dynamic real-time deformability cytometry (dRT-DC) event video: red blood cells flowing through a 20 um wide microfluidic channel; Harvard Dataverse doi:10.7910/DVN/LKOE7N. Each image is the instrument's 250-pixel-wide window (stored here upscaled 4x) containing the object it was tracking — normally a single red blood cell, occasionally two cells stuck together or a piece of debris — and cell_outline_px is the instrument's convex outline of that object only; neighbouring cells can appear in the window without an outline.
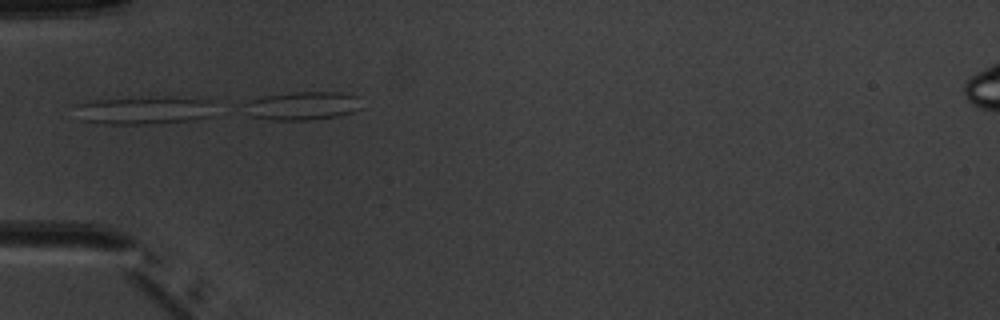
{"species": "common noctule bat (a hibernating species)", "species_latin": "Nyctalus noctula", "temperature_condition": "warm", "stored_images_in_passage": 8, "camera_frame_rate_fps": 3000, "um_per_image_px": 0.085, "animal": {"sex": "male", "body_mass_g": 20.1, "forearm_length_mm": 53.5}, "frame": {"image": 1, "passage_image": 5, "time_ms": 4.667, "image_size_px": [1000, 320], "cell_outline_px": [[212, 116], [188, 120], [152, 124], [104, 124], [80, 120], [76, 104], [92, 100], [164, 96], [200, 96], [212, 100]], "centroid_in_image_um": [12.34, 9.34], "position_along_channel_um": 72.7, "area_um2": 23.35}}
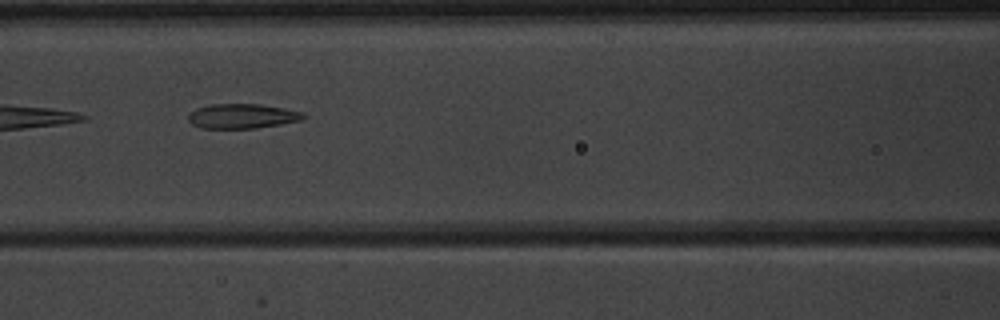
{"frame": {"image": 2, "passage_image": 7, "time_ms": 7.0, "image_size_px": [1000, 320], "cell_outline_px": [[308, 116], [300, 120], [280, 124], [256, 128], [200, 128], [192, 124], [188, 120], [188, 116], [196, 108], [208, 104], [260, 104], [284, 108], [304, 112]], "centroid_in_image_um": [20.59, 9.86], "position_along_channel_um": 146.0, "area_um2": 16.59}}
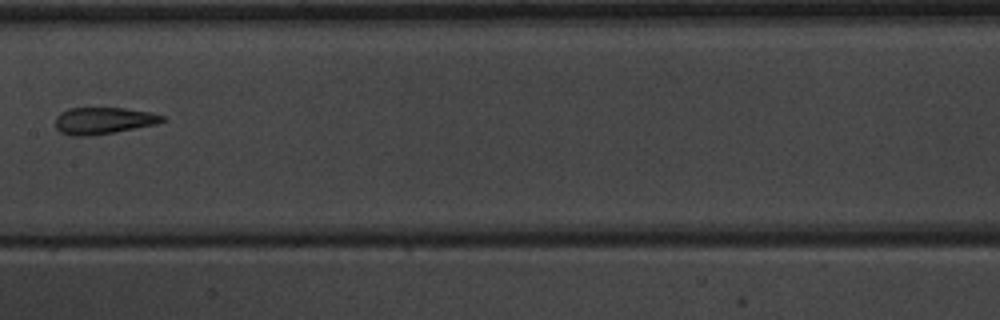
{"frame": {"image": 3, "passage_image": 8, "time_ms": 8.333, "image_size_px": [1000, 320], "cell_outline_px": [[168, 120], [156, 124], [116, 132], [92, 136], [72, 136], [60, 132], [56, 128], [56, 116], [60, 112], [68, 108], [124, 108], [152, 112], [164, 116]], "centroid_in_image_um": [8.81, 10.26], "position_along_channel_um": 198.6, "area_um2": 16.94}}